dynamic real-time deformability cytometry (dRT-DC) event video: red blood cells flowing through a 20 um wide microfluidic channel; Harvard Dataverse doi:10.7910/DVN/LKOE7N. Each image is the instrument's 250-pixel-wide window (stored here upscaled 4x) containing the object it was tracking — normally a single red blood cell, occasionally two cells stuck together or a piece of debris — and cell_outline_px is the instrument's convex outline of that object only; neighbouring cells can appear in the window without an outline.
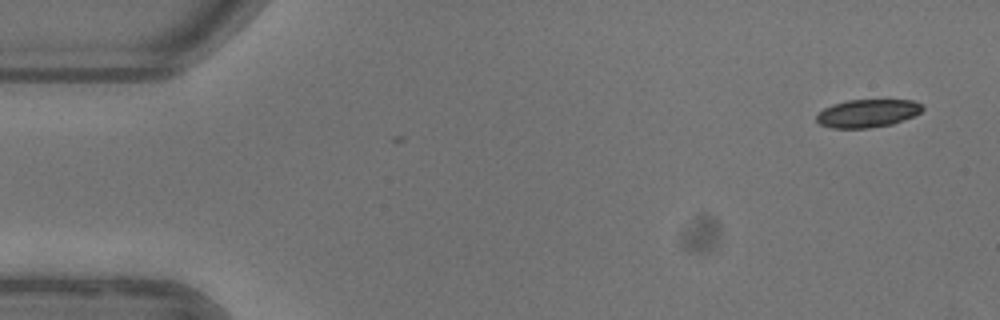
{"species": "common noctule bat (a hibernating species)", "species_latin": "Nyctalus noctula", "temperature_condition": "warm", "stored_images_in_passage": 4, "camera_frame_rate_fps": 3000, "um_per_image_px": 0.085, "animal": {"sex": "female"}, "frame": {"image": 1, "passage_image": 1, "time_ms": 0.0, "image_size_px": [1000, 320], "cell_outline_px": [[924, 108], [920, 112], [912, 116], [892, 124], [868, 128], [832, 128], [820, 124], [816, 120], [816, 116], [824, 108], [832, 104], [848, 100], [912, 100], [924, 104]], "centroid_in_image_um": [73.74, 9.62], "position_along_channel_um": 11.3, "area_um2": 17.22}}